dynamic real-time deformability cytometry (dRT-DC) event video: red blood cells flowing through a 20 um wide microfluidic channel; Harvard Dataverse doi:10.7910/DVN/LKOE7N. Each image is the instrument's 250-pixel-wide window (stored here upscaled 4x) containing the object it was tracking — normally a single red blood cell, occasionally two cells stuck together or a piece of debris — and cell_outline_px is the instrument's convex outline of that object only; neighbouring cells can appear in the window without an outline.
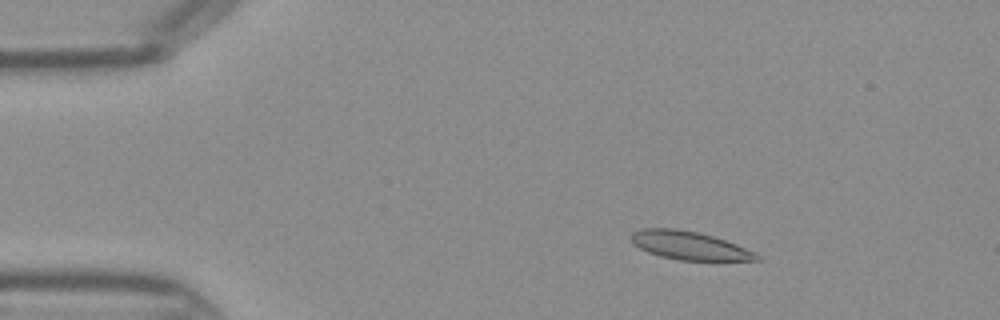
{"species": "Egyptian fruit bat (a non-hibernating species)", "species_latin": "Rousettus aegyptiacus", "temperature_condition": "warm", "stored_images_in_passage": 45, "camera_frame_rate_fps": 3000, "um_per_image_px": 0.085, "frame": {"image": 1, "passage_image": 7, "time_ms": 2.0, "image_size_px": [1000, 320], "cell_outline_px": [[764, 256], [760, 260], [680, 260], [660, 256], [648, 252], [632, 244], [628, 236], [632, 232], [640, 228], [676, 228], [700, 232], [736, 244], [756, 252]], "centroid_in_image_um": [58.57, 20.86], "position_along_channel_um": 26.4, "area_um2": 20.98}}
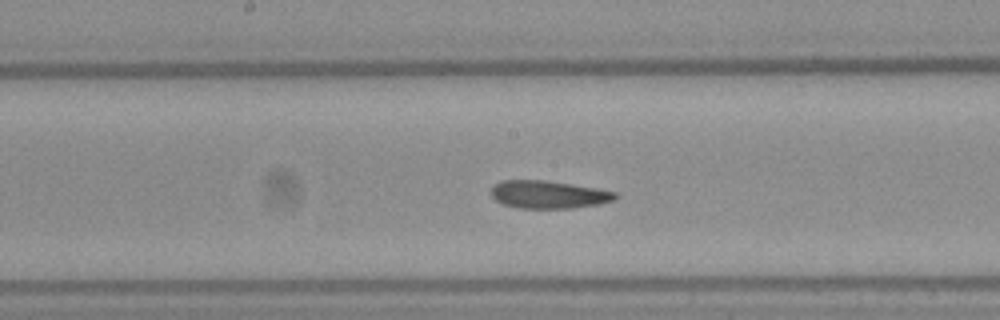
{"frame": {"image": 2, "passage_image": 23, "time_ms": 7.333, "image_size_px": [1000, 320], "cell_outline_px": [[616, 200], [600, 204], [572, 208], [520, 208], [504, 204], [496, 200], [492, 196], [492, 184], [500, 180], [544, 180], [596, 188], [616, 192]], "centroid_in_image_um": [46.61, 16.53], "position_along_channel_um": 201.6, "area_um2": 20.06}}
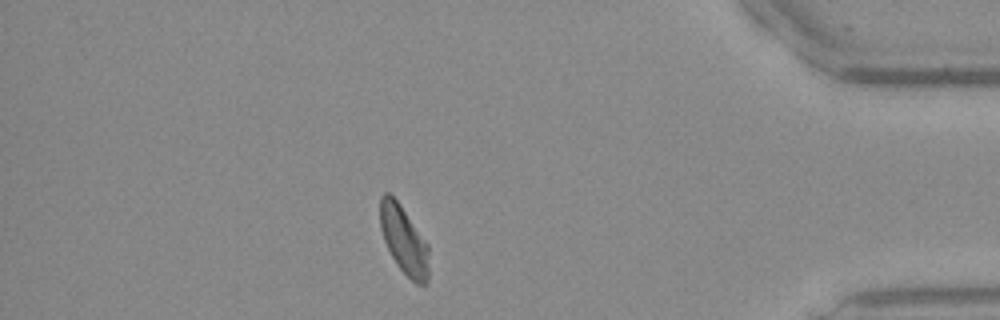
{"frame": {"image": 3, "passage_image": 39, "time_ms": 12.667, "image_size_px": [1000, 320], "cell_outline_px": [[428, 280], [424, 284], [416, 284], [396, 264], [384, 240], [380, 228], [380, 196], [384, 192], [388, 192], [400, 204], [428, 244]], "centroid_in_image_um": [34.32, 20.38], "position_along_channel_um": 400.9, "area_um2": 19.13}}